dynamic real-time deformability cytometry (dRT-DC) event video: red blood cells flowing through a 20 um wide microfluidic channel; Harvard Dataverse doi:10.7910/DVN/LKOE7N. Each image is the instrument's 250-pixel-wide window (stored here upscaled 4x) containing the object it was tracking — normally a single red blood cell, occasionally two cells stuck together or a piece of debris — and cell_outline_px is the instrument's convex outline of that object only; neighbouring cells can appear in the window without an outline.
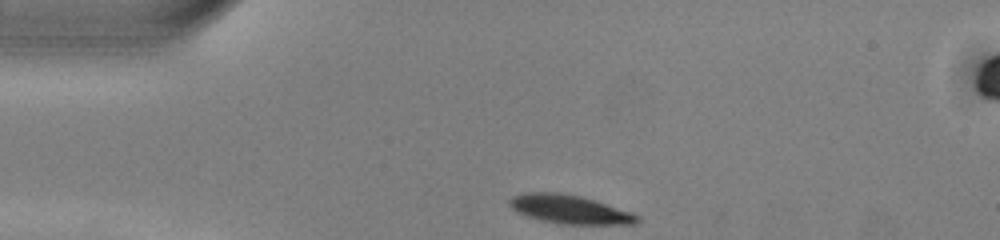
{"species": "common noctule bat (a hibernating species)", "species_latin": "Nyctalus noctula", "temperature_condition": "warm", "stored_images_in_passage": 41, "camera_frame_rate_fps": 3000, "um_per_image_px": 0.085, "animal": {"sex": "male", "body_mass_g": 13.0, "forearm_length_mm": 53.1}, "frame": {"image": 1, "passage_image": 1, "time_ms": 0.0, "image_size_px": [1000, 240], "cell_outline_px": [[640, 220], [636, 224], [560, 224], [540, 220], [516, 212], [508, 204], [508, 200], [512, 196], [524, 192], [556, 192], [580, 196], [596, 200], [632, 212], [640, 216]], "centroid_in_image_um": [48.42, 17.79], "position_along_channel_um": 36.6, "area_um2": 21.56}}
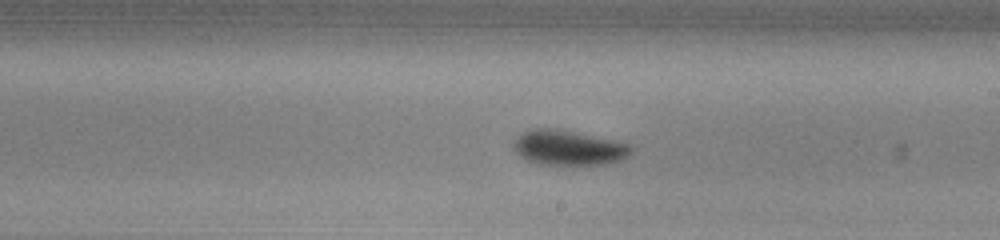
{"frame": {"image": 2, "passage_image": 19, "time_ms": 6.0, "image_size_px": [1000, 240], "cell_outline_px": [[636, 148], [628, 156], [620, 160], [608, 164], [540, 164], [528, 160], [520, 156], [512, 148], [512, 140], [524, 132], [532, 128], [556, 128], [616, 140], [632, 144]], "centroid_in_image_um": [48.35, 12.54], "position_along_channel_um": 240.6, "area_um2": 24.28}}
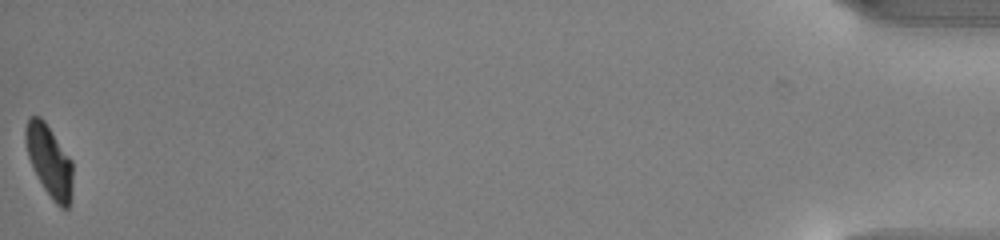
{"frame": {"image": 3, "passage_image": 41, "time_ms": 13.333, "image_size_px": [1000, 240], "cell_outline_px": [[72, 196], [68, 208], [60, 208], [52, 200], [44, 188], [28, 156], [24, 140], [24, 128], [28, 120], [32, 116], [40, 116], [44, 120], [72, 160]], "centroid_in_image_um": [4.2, 13.68], "position_along_channel_um": 431.0, "area_um2": 19.59}, "authors_computed_cell_mechanics": {"area_um2": 22.831, "velocity_mm_per_s": 4.002, "shape_relaxation_time_tau1_ms": 1.798, "shape_relaxation_time_tau2_ms": null, "deformation_change_tau1": 0.1193, "deformation_change_tau2": null}}